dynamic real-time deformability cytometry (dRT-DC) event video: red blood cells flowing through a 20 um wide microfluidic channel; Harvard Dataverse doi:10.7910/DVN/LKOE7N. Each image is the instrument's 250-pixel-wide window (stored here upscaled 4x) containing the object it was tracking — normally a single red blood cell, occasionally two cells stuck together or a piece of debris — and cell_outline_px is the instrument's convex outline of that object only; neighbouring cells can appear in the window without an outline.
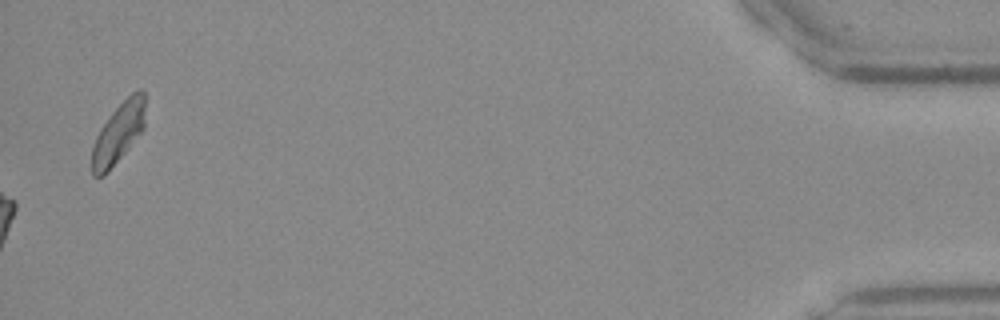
{"species": "Egyptian fruit bat (a non-hibernating species)", "species_latin": "Rousettus aegyptiacus", "temperature_condition": "warm", "stored_images_in_passage": 32, "camera_frame_rate_fps": 3000, "um_per_image_px": 0.085, "frame": {"image": 1, "passage_image": 32, "time_ms": 10.333, "image_size_px": [1000, 320], "cell_outline_px": [[144, 128], [128, 148], [108, 172], [104, 176], [92, 176], [92, 144], [100, 128], [112, 112], [132, 92], [140, 88], [144, 88]], "centroid_in_image_um": [10.05, 11.31], "position_along_channel_um": 425.2, "area_um2": 18.61}}